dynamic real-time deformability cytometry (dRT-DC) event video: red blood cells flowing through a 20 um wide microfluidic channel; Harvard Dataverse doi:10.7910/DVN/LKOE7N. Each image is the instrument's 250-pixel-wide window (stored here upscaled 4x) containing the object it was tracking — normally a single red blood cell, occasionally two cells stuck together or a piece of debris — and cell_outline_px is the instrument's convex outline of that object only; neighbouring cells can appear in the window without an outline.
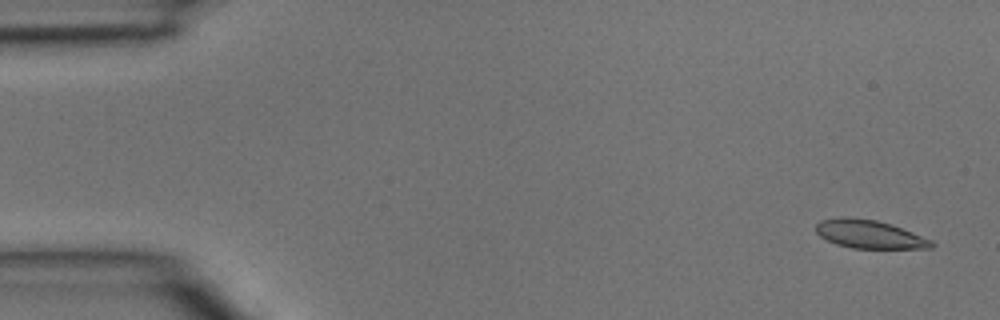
{"species": "common noctule bat (a hibernating species)", "species_latin": "Nyctalus noctula", "temperature_condition": "room temperature", "stored_images_in_passage": 5, "camera_frame_rate_fps": 3000, "um_per_image_px": 0.085, "animal": {"sex": "male", "body_mass_g": 15.6}, "frame": {"image": 1, "passage_image": 1, "time_ms": 0.0, "image_size_px": [1000, 320], "cell_outline_px": [[936, 244], [932, 248], [852, 248], [836, 244], [820, 236], [816, 232], [816, 224], [820, 220], [840, 216], [848, 216], [876, 220], [892, 224], [932, 240]], "centroid_in_image_um": [73.89, 19.89], "position_along_channel_um": 11.1, "area_um2": 19.19}}